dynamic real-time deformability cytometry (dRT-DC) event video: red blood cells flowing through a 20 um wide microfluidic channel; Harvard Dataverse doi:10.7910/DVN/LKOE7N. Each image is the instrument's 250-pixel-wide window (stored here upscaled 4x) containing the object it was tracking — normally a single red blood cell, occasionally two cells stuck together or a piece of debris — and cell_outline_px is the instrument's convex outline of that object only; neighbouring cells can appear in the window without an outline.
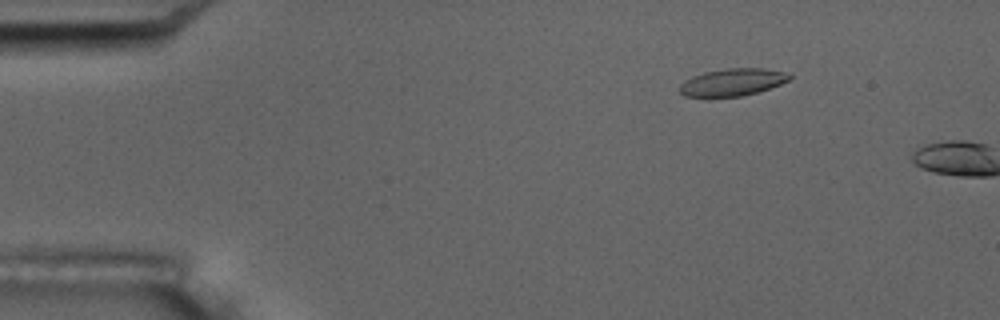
{"species": "common noctule bat (a hibernating species)", "species_latin": "Nyctalus noctula", "temperature_condition": "room temperature", "stored_images_in_passage": 5, "camera_frame_rate_fps": 3000, "um_per_image_px": 0.085, "animal": {"sex": "male", "body_mass_g": 17.5, "forearm_length_mm": 52.3}, "frame": {"image": 1, "passage_image": 3, "time_ms": 2.333, "image_size_px": [1000, 320], "cell_outline_px": [[792, 76], [788, 80], [780, 84], [756, 92], [740, 96], [708, 100], [684, 96], [680, 92], [680, 84], [684, 80], [692, 76], [704, 72], [728, 68], [764, 68], [784, 72]], "centroid_in_image_um": [62.15, 7.03], "position_along_channel_um": 22.9, "area_um2": 17.98}}